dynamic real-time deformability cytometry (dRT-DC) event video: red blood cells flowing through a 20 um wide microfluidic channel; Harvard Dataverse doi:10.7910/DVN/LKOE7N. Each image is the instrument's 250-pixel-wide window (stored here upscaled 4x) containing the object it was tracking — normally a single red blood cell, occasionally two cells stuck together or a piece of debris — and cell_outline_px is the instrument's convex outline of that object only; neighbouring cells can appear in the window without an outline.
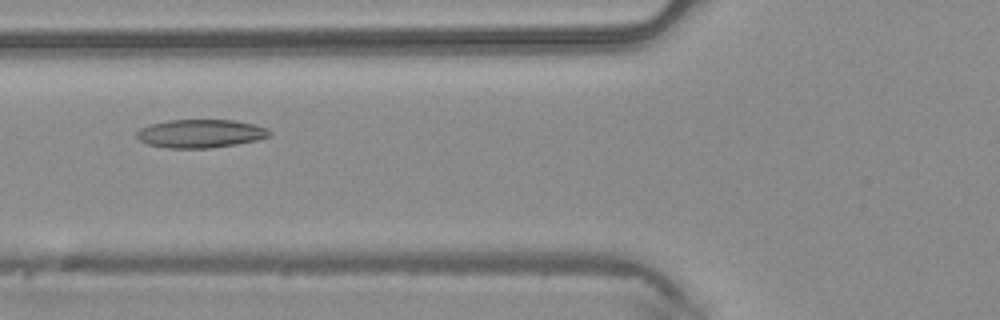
{"species": "common noctule bat (a hibernating species)", "species_latin": "Nyctalus noctula", "temperature_condition": "warm", "stored_images_in_passage": 4, "camera_frame_rate_fps": 3000, "um_per_image_px": 0.085, "animal": {"sex": "male", "body_mass_g": 20.4}, "frame": {"image": 1, "passage_image": 4, "time_ms": 1.0, "image_size_px": [1000, 320], "cell_outline_px": [[272, 136], [256, 140], [236, 144], [212, 148], [168, 148], [148, 144], [140, 140], [136, 136], [136, 132], [140, 128], [152, 124], [168, 120], [236, 120], [268, 128], [272, 132]], "centroid_in_image_um": [17.07, 11.35], "position_along_channel_um": 108.7, "area_um2": 21.96}}